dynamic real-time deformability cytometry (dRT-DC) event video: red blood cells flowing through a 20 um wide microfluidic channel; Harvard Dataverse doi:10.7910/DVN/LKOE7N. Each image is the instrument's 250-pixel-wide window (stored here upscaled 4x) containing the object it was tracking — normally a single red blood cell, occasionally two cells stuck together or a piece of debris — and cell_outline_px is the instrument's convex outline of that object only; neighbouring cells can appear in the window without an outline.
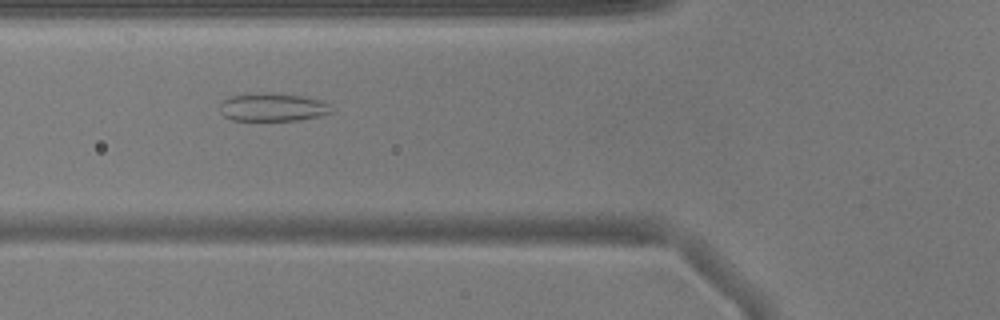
{"species": "common noctule bat (a hibernating species)", "species_latin": "Nyctalus noctula", "temperature_condition": "warm", "stored_images_in_passage": 39, "camera_frame_rate_fps": 3000, "um_per_image_px": 0.085, "animal": {"sex": "male", "body_mass_g": 17.9}, "frame": {"image": 1, "passage_image": 7, "time_ms": 2.0, "image_size_px": [1000, 320], "cell_outline_px": [[332, 112], [320, 116], [300, 120], [232, 120], [224, 116], [220, 112], [220, 104], [224, 100], [232, 96], [260, 92], [264, 92], [304, 96], [320, 100], [328, 104]], "centroid_in_image_um": [23.17, 9.11], "position_along_channel_um": 102.6, "area_um2": 18.21}}
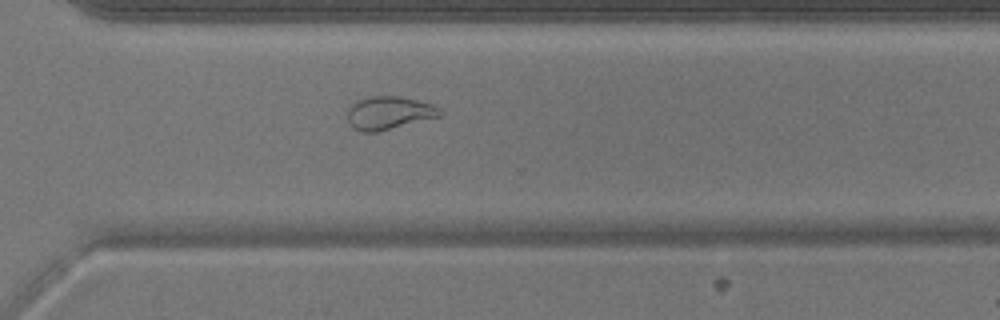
{"frame": {"image": 2, "passage_image": 25, "time_ms": 8.0, "image_size_px": [1000, 320], "cell_outline_px": [[444, 116], [376, 132], [360, 132], [352, 128], [348, 120], [348, 108], [356, 100], [372, 96], [400, 96], [432, 104], [440, 108], [444, 112]], "centroid_in_image_um": [33.09, 9.6], "position_along_channel_um": 337.5, "area_um2": 18.09}}
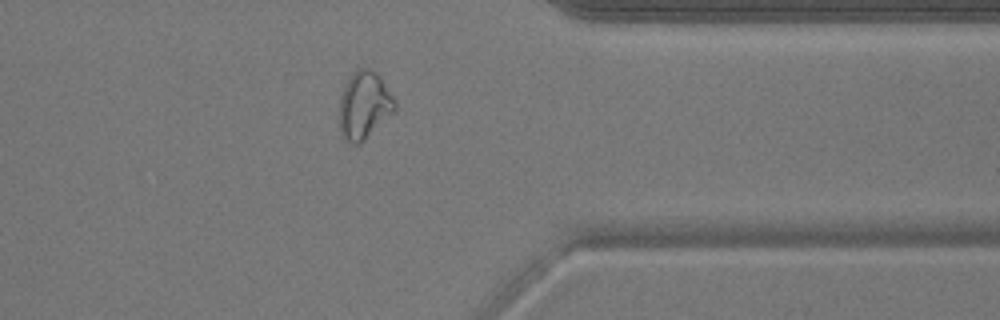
{"frame": {"image": 3, "passage_image": 29, "time_ms": 9.333, "image_size_px": [1000, 320], "cell_outline_px": [[396, 112], [360, 144], [352, 144], [344, 136], [340, 128], [340, 96], [344, 84], [352, 72], [356, 68], [372, 68], [380, 76], [392, 96], [396, 104]], "centroid_in_image_um": [30.97, 8.92], "position_along_channel_um": 380.4, "area_um2": 22.02}, "authors_computed_cell_mechanics": {"area_um2": 18.6116, "velocity_mm_per_s": 3.9143, "shape_relaxation_time_tau1_ms": null, "shape_relaxation_time_tau2_ms": 1.3686, "deformation_change_tau1": null, "deformation_change_tau2": 0.093}}